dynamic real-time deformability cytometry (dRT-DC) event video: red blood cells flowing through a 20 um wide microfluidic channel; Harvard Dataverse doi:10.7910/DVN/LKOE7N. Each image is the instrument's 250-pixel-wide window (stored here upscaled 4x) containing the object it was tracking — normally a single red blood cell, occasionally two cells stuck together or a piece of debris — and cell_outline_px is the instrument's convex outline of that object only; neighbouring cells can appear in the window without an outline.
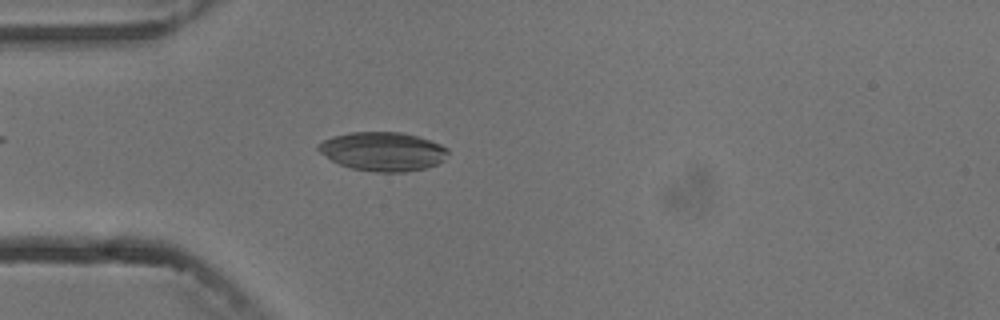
{"species": "common noctule bat (a hibernating species)", "species_latin": "Nyctalus noctula", "temperature_condition": "cold", "stored_images_in_passage": 3, "camera_frame_rate_fps": 3000, "um_per_image_px": 0.085, "animal": {"sex": "male", "body_mass_g": 13.3}, "frame": {"image": 1, "passage_image": 3, "time_ms": 3.0, "image_size_px": [1000, 320], "cell_outline_px": [[448, 152], [444, 160], [436, 164], [424, 168], [404, 172], [376, 172], [352, 168], [340, 164], [332, 160], [320, 152], [316, 148], [316, 144], [332, 136], [348, 132], [400, 132], [416, 136], [440, 144], [448, 148]], "centroid_in_image_um": [32.51, 12.86], "position_along_channel_um": 52.5, "area_um2": 29.25}}